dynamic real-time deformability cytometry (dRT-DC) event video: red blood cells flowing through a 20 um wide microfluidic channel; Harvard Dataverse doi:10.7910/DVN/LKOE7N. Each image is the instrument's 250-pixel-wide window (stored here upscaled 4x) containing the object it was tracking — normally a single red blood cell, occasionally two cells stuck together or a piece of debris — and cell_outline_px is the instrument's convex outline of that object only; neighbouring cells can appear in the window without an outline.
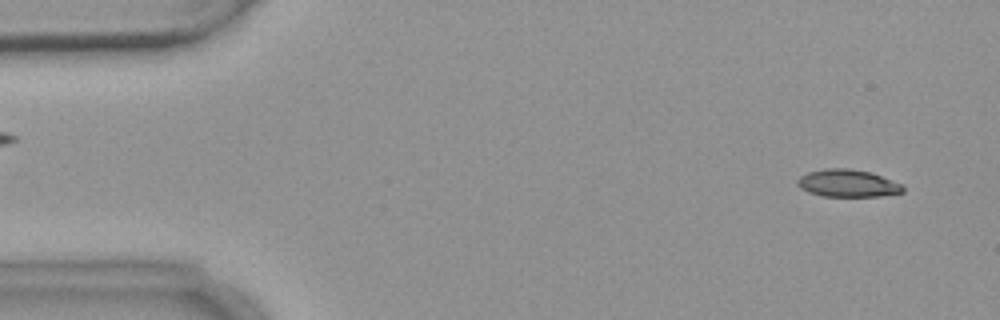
{"species": "common noctule bat (a hibernating species)", "species_latin": "Nyctalus noctula", "temperature_condition": "warm", "stored_images_in_passage": 4, "segment_of_instrument_passage": [2, 2], "camera_frame_rate_fps": 3000, "um_per_image_px": 0.085, "animal": {"sex": "female", "body_mass_g": 18.4}, "frame": {"image": 1, "passage_image": 4, "time_ms": 4.667, "image_size_px": [1000, 320], "cell_outline_px": [[904, 192], [880, 196], [824, 196], [808, 192], [800, 188], [796, 184], [796, 180], [800, 176], [808, 172], [824, 168], [848, 168], [872, 172], [900, 184], [904, 188]], "centroid_in_image_um": [72.01, 15.57], "position_along_channel_um": 13.0, "area_um2": 16.88}}